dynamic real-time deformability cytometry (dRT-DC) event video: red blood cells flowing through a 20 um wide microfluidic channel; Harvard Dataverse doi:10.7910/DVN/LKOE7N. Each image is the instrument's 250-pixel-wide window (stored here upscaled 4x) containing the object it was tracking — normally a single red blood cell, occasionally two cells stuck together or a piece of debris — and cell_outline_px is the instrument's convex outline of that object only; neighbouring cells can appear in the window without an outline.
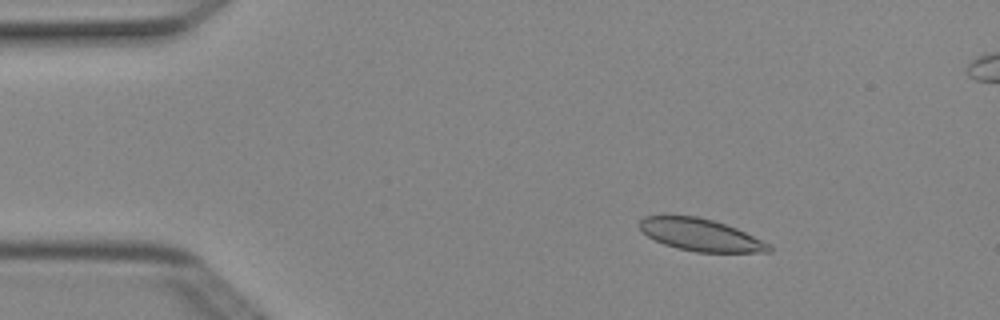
{"species": "Egyptian fruit bat (a non-hibernating species)", "species_latin": "Rousettus aegyptiacus", "temperature_condition": "cold", "stored_images_in_passage": 6, "camera_frame_rate_fps": 3000, "um_per_image_px": 0.085, "animal": {"sex": "female"}, "frame": {"image": 1, "passage_image": 3, "time_ms": 0.667, "image_size_px": [1000, 320], "cell_outline_px": [[772, 252], [696, 252], [664, 244], [648, 236], [636, 224], [644, 216], [696, 216], [712, 220], [736, 228], [772, 244]], "centroid_in_image_um": [59.58, 19.97], "position_along_channel_um": 25.4, "area_um2": 24.1}}